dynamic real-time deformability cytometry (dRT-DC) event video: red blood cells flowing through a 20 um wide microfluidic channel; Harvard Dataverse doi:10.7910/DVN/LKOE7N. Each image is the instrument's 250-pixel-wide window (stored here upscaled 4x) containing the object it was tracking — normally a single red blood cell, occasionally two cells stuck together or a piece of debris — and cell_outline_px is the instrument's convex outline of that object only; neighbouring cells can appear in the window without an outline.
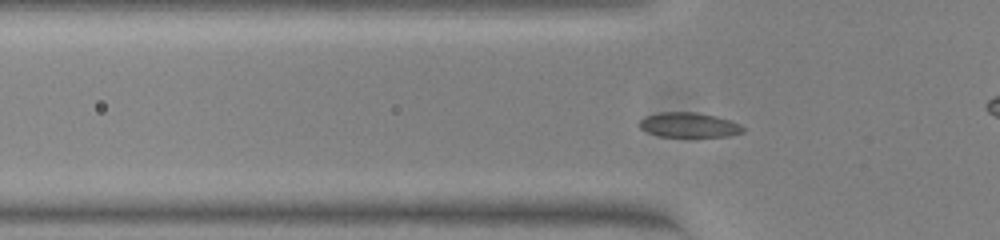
{"species": "common noctule bat (a hibernating species)", "species_latin": "Nyctalus noctula", "temperature_condition": "warm", "stored_images_in_passage": 52, "camera_frame_rate_fps": 3000, "um_per_image_px": 0.085, "animal": {"sex": "female", "body_mass_g": 23.0, "forearm_length_mm": 53.4}, "frame": {"image": 1, "passage_image": 14, "time_ms": 4.333, "image_size_px": [1000, 240], "cell_outline_px": [[744, 132], [728, 136], [660, 136], [648, 132], [640, 128], [640, 120], [644, 116], [660, 112], [696, 112], [716, 116], [740, 124], [744, 128]], "centroid_in_image_um": [58.55, 10.61], "position_along_channel_um": 67.2, "area_um2": 14.8}}
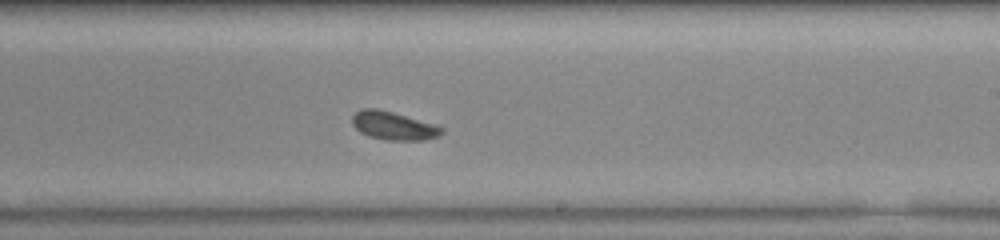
{"frame": {"image": 2, "passage_image": 29, "time_ms": 9.333, "image_size_px": [1000, 240], "cell_outline_px": [[444, 132], [440, 136], [424, 140], [384, 140], [368, 136], [360, 132], [352, 124], [352, 116], [356, 112], [364, 108], [376, 108], [392, 112], [432, 124], [444, 128]], "centroid_in_image_um": [33.43, 10.7], "position_along_channel_um": 255.6, "area_um2": 14.62}}
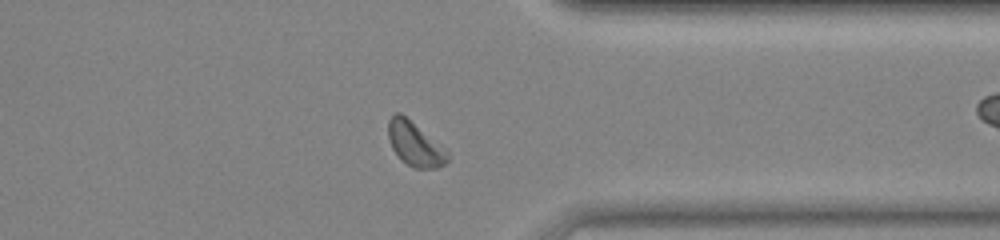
{"frame": {"image": 3, "passage_image": 39, "time_ms": 12.667, "image_size_px": [1000, 240], "cell_outline_px": [[448, 160], [444, 164], [436, 168], [416, 168], [408, 164], [392, 148], [388, 136], [388, 120], [396, 112], [400, 112], [448, 152]], "centroid_in_image_um": [35.24, 12.23], "position_along_channel_um": 376.2, "area_um2": 14.57}, "authors_computed_cell_mechanics": {"area_um2": 14.8257, "velocity_mm_per_s": 3.7713, "shape_relaxation_time_tau1_ms": 7.6378, "shape_relaxation_time_tau2_ms": null, "deformation_change_tau1": 0.1663, "deformation_change_tau2": null}}